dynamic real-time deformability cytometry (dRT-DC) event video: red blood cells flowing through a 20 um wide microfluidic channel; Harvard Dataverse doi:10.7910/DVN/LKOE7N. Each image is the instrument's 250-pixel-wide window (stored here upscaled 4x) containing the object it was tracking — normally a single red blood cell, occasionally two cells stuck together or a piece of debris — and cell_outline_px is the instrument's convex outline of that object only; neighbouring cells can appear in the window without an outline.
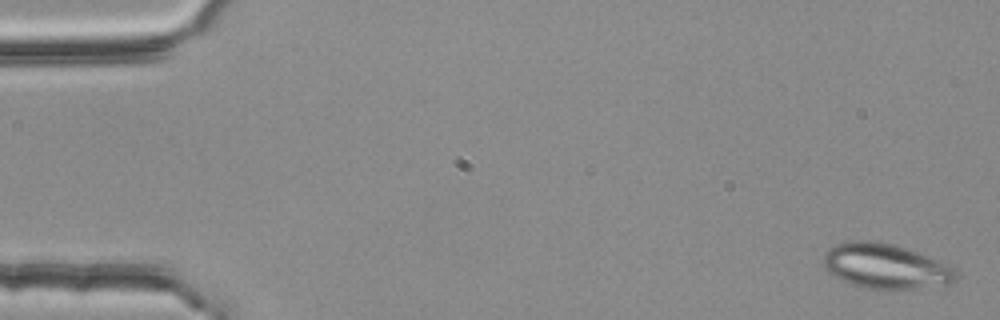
{"species": "common noctule bat (a hibernating species)", "species_latin": "Nyctalus noctula", "temperature_condition": "room temperature", "stored_images_in_passage": 3, "camera_frame_rate_fps": 3000, "um_per_image_px": 0.085, "animal": {"sex": "female", "body_mass_g": 25.1}, "frame": {"image": 1, "passage_image": 1, "time_ms": 0.0, "image_size_px": [1000, 320], "cell_outline_px": [[960, 276], [948, 284], [888, 292], [868, 288], [852, 284], [828, 272], [824, 268], [824, 252], [828, 248], [836, 244], [852, 240], [872, 240], [892, 244], [908, 248], [928, 256], [956, 268]], "centroid_in_image_um": [75.3, 22.64], "position_along_channel_um": 9.7, "area_um2": 35.32}}